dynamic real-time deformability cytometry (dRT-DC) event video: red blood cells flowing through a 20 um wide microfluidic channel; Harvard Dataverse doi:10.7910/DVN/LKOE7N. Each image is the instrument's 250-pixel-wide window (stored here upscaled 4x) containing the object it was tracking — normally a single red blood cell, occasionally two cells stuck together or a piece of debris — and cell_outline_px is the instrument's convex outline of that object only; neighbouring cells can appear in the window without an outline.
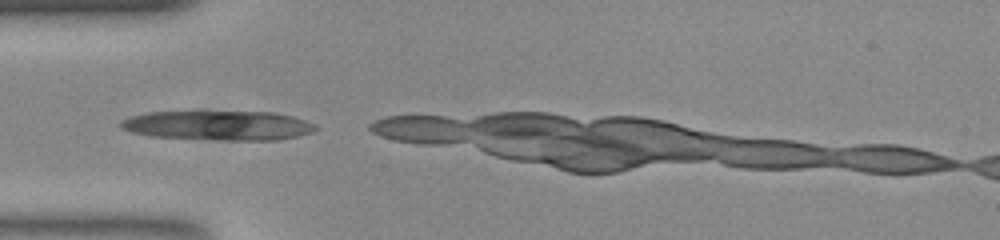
{"species": "common noctule bat (a hibernating species)", "species_latin": "Nyctalus noctula", "temperature_condition": "room temperature", "stored_images_in_passage": 5, "camera_frame_rate_fps": 3000, "um_per_image_px": 0.085, "animal": {"sex": "female", "body_mass_g": 23.0, "forearm_length_mm": 53.4}, "frame": {"image": 1, "passage_image": 1, "time_ms": 0.0, "image_size_px": [1000, 240], "cell_outline_px": [[320, 128], [312, 132], [296, 136], [276, 140], [228, 140], [152, 136], [132, 132], [120, 128], [120, 124], [124, 120], [132, 116], [148, 112], [276, 112], [292, 116], [316, 124]], "centroid_in_image_um": [18.62, 10.66], "position_along_channel_um": 66.4, "area_um2": 33.18}}